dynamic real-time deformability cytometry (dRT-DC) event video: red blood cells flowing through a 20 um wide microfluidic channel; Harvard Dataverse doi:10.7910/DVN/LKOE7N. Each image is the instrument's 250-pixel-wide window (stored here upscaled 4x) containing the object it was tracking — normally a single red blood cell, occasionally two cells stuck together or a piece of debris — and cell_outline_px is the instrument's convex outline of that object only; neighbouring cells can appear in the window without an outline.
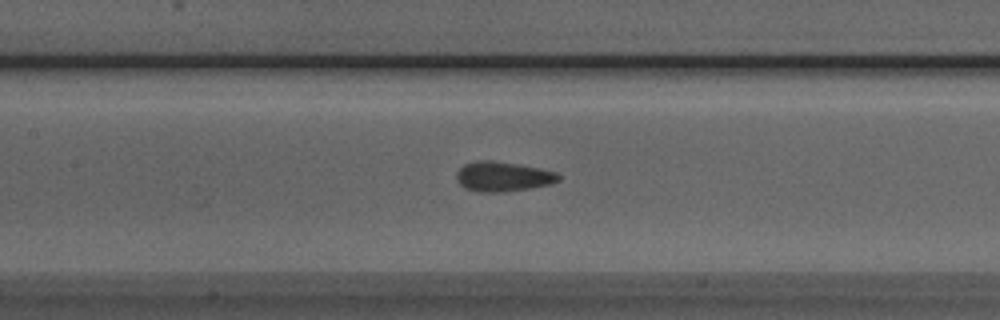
{"species": "Egyptian fruit bat (a non-hibernating species)", "species_latin": "Rousettus aegyptiacus", "temperature_condition": "room temperature", "stored_images_in_passage": 43, "camera_frame_rate_fps": 3000, "um_per_image_px": 0.085, "animal": {"sex": "male"}, "frame": {"image": 1, "passage_image": 20, "time_ms": 6.333, "image_size_px": [1000, 320], "cell_outline_px": [[560, 180], [552, 184], [504, 192], [476, 192], [464, 188], [456, 180], [456, 172], [464, 164], [476, 160], [492, 160], [520, 164], [540, 168], [556, 172], [560, 176]], "centroid_in_image_um": [42.73, 15.0], "position_along_channel_um": 164.7, "area_um2": 17.98}}
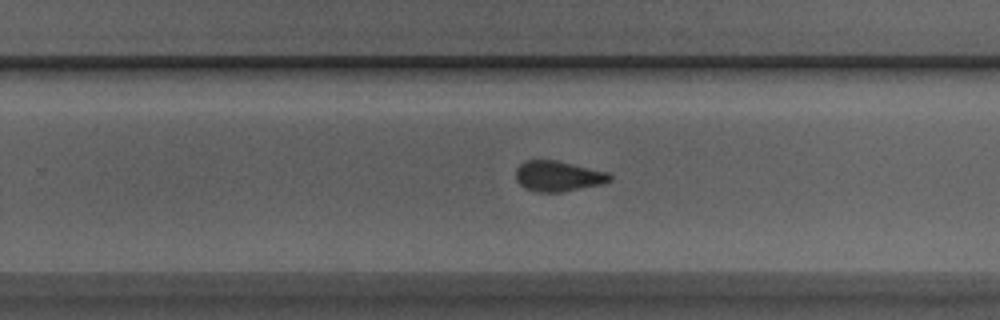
{"frame": {"image": 2, "passage_image": 29, "time_ms": 9.333, "image_size_px": [1000, 320], "cell_outline_px": [[612, 180], [604, 184], [560, 192], [536, 192], [524, 188], [516, 180], [516, 168], [524, 160], [556, 160], [608, 172], [612, 176]], "centroid_in_image_um": [47.44, 14.97], "position_along_channel_um": 282.4, "area_um2": 16.82}}
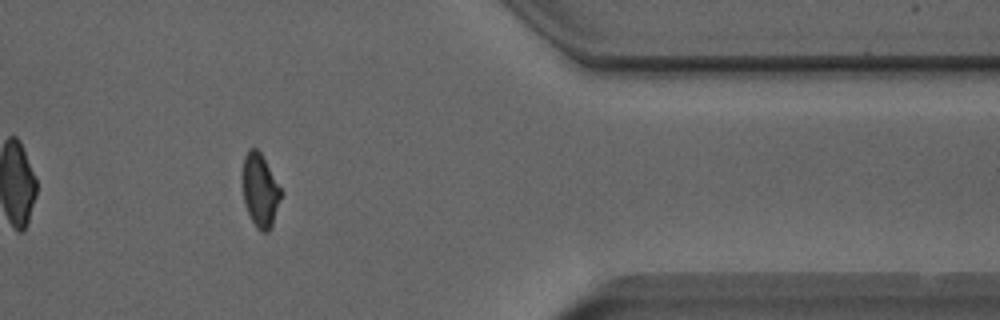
{"frame": {"image": 3, "passage_image": 39, "time_ms": 12.667, "image_size_px": [1000, 320], "cell_outline_px": [[284, 192], [272, 224], [268, 232], [260, 232], [256, 228], [244, 204], [240, 176], [244, 156], [248, 148], [256, 148], [260, 152]], "centroid_in_image_um": [22.09, 16.16], "position_along_channel_um": 389.3, "area_um2": 16.99}}